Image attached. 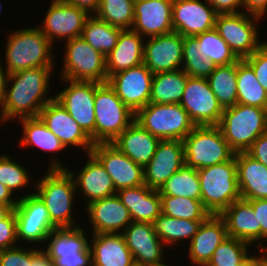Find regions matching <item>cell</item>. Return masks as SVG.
Returning a JSON list of instances; mask_svg holds the SVG:
<instances>
[{"label":"cell","instance_id":"obj_54","mask_svg":"<svg viewBox=\"0 0 267 266\" xmlns=\"http://www.w3.org/2000/svg\"><path fill=\"white\" fill-rule=\"evenodd\" d=\"M30 266H54L53 261L48 255L39 248L31 249V265Z\"/></svg>","mask_w":267,"mask_h":266},{"label":"cell","instance_id":"obj_16","mask_svg":"<svg viewBox=\"0 0 267 266\" xmlns=\"http://www.w3.org/2000/svg\"><path fill=\"white\" fill-rule=\"evenodd\" d=\"M91 153L109 174L116 191L144 185V171L112 143H96Z\"/></svg>","mask_w":267,"mask_h":266},{"label":"cell","instance_id":"obj_11","mask_svg":"<svg viewBox=\"0 0 267 266\" xmlns=\"http://www.w3.org/2000/svg\"><path fill=\"white\" fill-rule=\"evenodd\" d=\"M62 80L68 86L55 94L54 99L67 110L95 144V82Z\"/></svg>","mask_w":267,"mask_h":266},{"label":"cell","instance_id":"obj_12","mask_svg":"<svg viewBox=\"0 0 267 266\" xmlns=\"http://www.w3.org/2000/svg\"><path fill=\"white\" fill-rule=\"evenodd\" d=\"M16 217L17 240L26 243L46 242L49 234L57 228L50 220L45 204L35 193L18 198L14 208Z\"/></svg>","mask_w":267,"mask_h":266},{"label":"cell","instance_id":"obj_19","mask_svg":"<svg viewBox=\"0 0 267 266\" xmlns=\"http://www.w3.org/2000/svg\"><path fill=\"white\" fill-rule=\"evenodd\" d=\"M88 160L85 162V166L81 169L79 174L75 177V173L70 169L63 166L60 161L56 159L51 160L50 167L48 169H67L73 176L76 190L82 192L84 197L87 198V204L108 198L117 193L111 177L105 170L101 162L92 154L88 153ZM89 199V200H88Z\"/></svg>","mask_w":267,"mask_h":266},{"label":"cell","instance_id":"obj_29","mask_svg":"<svg viewBox=\"0 0 267 266\" xmlns=\"http://www.w3.org/2000/svg\"><path fill=\"white\" fill-rule=\"evenodd\" d=\"M241 198L267 199V167L246 152L235 153Z\"/></svg>","mask_w":267,"mask_h":266},{"label":"cell","instance_id":"obj_49","mask_svg":"<svg viewBox=\"0 0 267 266\" xmlns=\"http://www.w3.org/2000/svg\"><path fill=\"white\" fill-rule=\"evenodd\" d=\"M252 204V209L257 218V243L260 248L265 239L267 241V199L248 200Z\"/></svg>","mask_w":267,"mask_h":266},{"label":"cell","instance_id":"obj_24","mask_svg":"<svg viewBox=\"0 0 267 266\" xmlns=\"http://www.w3.org/2000/svg\"><path fill=\"white\" fill-rule=\"evenodd\" d=\"M86 211L93 225V234L121 233L133 222L128 208L117 194L87 204Z\"/></svg>","mask_w":267,"mask_h":266},{"label":"cell","instance_id":"obj_28","mask_svg":"<svg viewBox=\"0 0 267 266\" xmlns=\"http://www.w3.org/2000/svg\"><path fill=\"white\" fill-rule=\"evenodd\" d=\"M159 142V138L134 121L112 144L133 162L145 167L154 156Z\"/></svg>","mask_w":267,"mask_h":266},{"label":"cell","instance_id":"obj_55","mask_svg":"<svg viewBox=\"0 0 267 266\" xmlns=\"http://www.w3.org/2000/svg\"><path fill=\"white\" fill-rule=\"evenodd\" d=\"M65 2L75 5L79 8H83L89 13L93 12L92 14L95 13V11L98 9L100 0H64Z\"/></svg>","mask_w":267,"mask_h":266},{"label":"cell","instance_id":"obj_37","mask_svg":"<svg viewBox=\"0 0 267 266\" xmlns=\"http://www.w3.org/2000/svg\"><path fill=\"white\" fill-rule=\"evenodd\" d=\"M207 80L223 109L237 104V62L216 66Z\"/></svg>","mask_w":267,"mask_h":266},{"label":"cell","instance_id":"obj_6","mask_svg":"<svg viewBox=\"0 0 267 266\" xmlns=\"http://www.w3.org/2000/svg\"><path fill=\"white\" fill-rule=\"evenodd\" d=\"M95 144L112 143L135 121L132 112L106 82H95Z\"/></svg>","mask_w":267,"mask_h":266},{"label":"cell","instance_id":"obj_4","mask_svg":"<svg viewBox=\"0 0 267 266\" xmlns=\"http://www.w3.org/2000/svg\"><path fill=\"white\" fill-rule=\"evenodd\" d=\"M218 126L235 153L246 152L267 132V109L237 103L223 110Z\"/></svg>","mask_w":267,"mask_h":266},{"label":"cell","instance_id":"obj_36","mask_svg":"<svg viewBox=\"0 0 267 266\" xmlns=\"http://www.w3.org/2000/svg\"><path fill=\"white\" fill-rule=\"evenodd\" d=\"M23 124V136L20 139V146L27 148L28 146H36L49 152H58L65 149L60 139L57 138L45 125V123L37 117L22 118L18 122Z\"/></svg>","mask_w":267,"mask_h":266},{"label":"cell","instance_id":"obj_20","mask_svg":"<svg viewBox=\"0 0 267 266\" xmlns=\"http://www.w3.org/2000/svg\"><path fill=\"white\" fill-rule=\"evenodd\" d=\"M185 164L182 140H160L156 152L143 167L144 184L154 190L161 186Z\"/></svg>","mask_w":267,"mask_h":266},{"label":"cell","instance_id":"obj_58","mask_svg":"<svg viewBox=\"0 0 267 266\" xmlns=\"http://www.w3.org/2000/svg\"><path fill=\"white\" fill-rule=\"evenodd\" d=\"M258 252H263V255L257 256V266H267V247L261 246Z\"/></svg>","mask_w":267,"mask_h":266},{"label":"cell","instance_id":"obj_56","mask_svg":"<svg viewBox=\"0 0 267 266\" xmlns=\"http://www.w3.org/2000/svg\"><path fill=\"white\" fill-rule=\"evenodd\" d=\"M12 192L3 184L0 183V204L17 205L18 199L12 198Z\"/></svg>","mask_w":267,"mask_h":266},{"label":"cell","instance_id":"obj_47","mask_svg":"<svg viewBox=\"0 0 267 266\" xmlns=\"http://www.w3.org/2000/svg\"><path fill=\"white\" fill-rule=\"evenodd\" d=\"M31 249L16 246L0 250V266H30Z\"/></svg>","mask_w":267,"mask_h":266},{"label":"cell","instance_id":"obj_40","mask_svg":"<svg viewBox=\"0 0 267 266\" xmlns=\"http://www.w3.org/2000/svg\"><path fill=\"white\" fill-rule=\"evenodd\" d=\"M135 0H100L93 15L111 26L131 29L134 22Z\"/></svg>","mask_w":267,"mask_h":266},{"label":"cell","instance_id":"obj_31","mask_svg":"<svg viewBox=\"0 0 267 266\" xmlns=\"http://www.w3.org/2000/svg\"><path fill=\"white\" fill-rule=\"evenodd\" d=\"M219 216L224 220L228 237L250 245L257 242V218L248 200L240 198L234 201Z\"/></svg>","mask_w":267,"mask_h":266},{"label":"cell","instance_id":"obj_60","mask_svg":"<svg viewBox=\"0 0 267 266\" xmlns=\"http://www.w3.org/2000/svg\"><path fill=\"white\" fill-rule=\"evenodd\" d=\"M238 266H257V256L248 255Z\"/></svg>","mask_w":267,"mask_h":266},{"label":"cell","instance_id":"obj_15","mask_svg":"<svg viewBox=\"0 0 267 266\" xmlns=\"http://www.w3.org/2000/svg\"><path fill=\"white\" fill-rule=\"evenodd\" d=\"M153 73L144 63L112 75L107 83L135 114L150 103Z\"/></svg>","mask_w":267,"mask_h":266},{"label":"cell","instance_id":"obj_44","mask_svg":"<svg viewBox=\"0 0 267 266\" xmlns=\"http://www.w3.org/2000/svg\"><path fill=\"white\" fill-rule=\"evenodd\" d=\"M248 242L228 237L214 251L205 266H238L248 255Z\"/></svg>","mask_w":267,"mask_h":266},{"label":"cell","instance_id":"obj_5","mask_svg":"<svg viewBox=\"0 0 267 266\" xmlns=\"http://www.w3.org/2000/svg\"><path fill=\"white\" fill-rule=\"evenodd\" d=\"M201 184V202L213 215H219L241 198L235 155L221 164L198 169Z\"/></svg>","mask_w":267,"mask_h":266},{"label":"cell","instance_id":"obj_32","mask_svg":"<svg viewBox=\"0 0 267 266\" xmlns=\"http://www.w3.org/2000/svg\"><path fill=\"white\" fill-rule=\"evenodd\" d=\"M46 241L50 243L43 251L53 262L59 257L76 256L78 252H91L88 238L80 226L55 228Z\"/></svg>","mask_w":267,"mask_h":266},{"label":"cell","instance_id":"obj_22","mask_svg":"<svg viewBox=\"0 0 267 266\" xmlns=\"http://www.w3.org/2000/svg\"><path fill=\"white\" fill-rule=\"evenodd\" d=\"M121 233L136 265L154 266L164 261L165 245L158 238L152 223L133 221Z\"/></svg>","mask_w":267,"mask_h":266},{"label":"cell","instance_id":"obj_25","mask_svg":"<svg viewBox=\"0 0 267 266\" xmlns=\"http://www.w3.org/2000/svg\"><path fill=\"white\" fill-rule=\"evenodd\" d=\"M228 238L224 220L219 215L210 214L199 226L189 243L188 256L197 266H205L215 249Z\"/></svg>","mask_w":267,"mask_h":266},{"label":"cell","instance_id":"obj_61","mask_svg":"<svg viewBox=\"0 0 267 266\" xmlns=\"http://www.w3.org/2000/svg\"><path fill=\"white\" fill-rule=\"evenodd\" d=\"M154 266H169V265L166 264V263L163 261V262L158 263V264H156V265H154Z\"/></svg>","mask_w":267,"mask_h":266},{"label":"cell","instance_id":"obj_41","mask_svg":"<svg viewBox=\"0 0 267 266\" xmlns=\"http://www.w3.org/2000/svg\"><path fill=\"white\" fill-rule=\"evenodd\" d=\"M216 64L203 54L195 36L184 37L182 70L190 77L207 78Z\"/></svg>","mask_w":267,"mask_h":266},{"label":"cell","instance_id":"obj_8","mask_svg":"<svg viewBox=\"0 0 267 266\" xmlns=\"http://www.w3.org/2000/svg\"><path fill=\"white\" fill-rule=\"evenodd\" d=\"M135 121L160 140H183L195 127L180 104L149 103L135 114Z\"/></svg>","mask_w":267,"mask_h":266},{"label":"cell","instance_id":"obj_14","mask_svg":"<svg viewBox=\"0 0 267 266\" xmlns=\"http://www.w3.org/2000/svg\"><path fill=\"white\" fill-rule=\"evenodd\" d=\"M51 1L43 24L39 27L42 33L52 44L55 39L68 41L81 37L85 23L91 16L90 13L64 0Z\"/></svg>","mask_w":267,"mask_h":266},{"label":"cell","instance_id":"obj_1","mask_svg":"<svg viewBox=\"0 0 267 266\" xmlns=\"http://www.w3.org/2000/svg\"><path fill=\"white\" fill-rule=\"evenodd\" d=\"M52 68H31L8 75L1 122L39 116L40 110L54 99L47 95ZM9 82L13 84L9 86Z\"/></svg>","mask_w":267,"mask_h":266},{"label":"cell","instance_id":"obj_23","mask_svg":"<svg viewBox=\"0 0 267 266\" xmlns=\"http://www.w3.org/2000/svg\"><path fill=\"white\" fill-rule=\"evenodd\" d=\"M173 0H135L132 28L142 37L173 32Z\"/></svg>","mask_w":267,"mask_h":266},{"label":"cell","instance_id":"obj_9","mask_svg":"<svg viewBox=\"0 0 267 266\" xmlns=\"http://www.w3.org/2000/svg\"><path fill=\"white\" fill-rule=\"evenodd\" d=\"M62 79L107 82L106 57L81 37L65 41Z\"/></svg>","mask_w":267,"mask_h":266},{"label":"cell","instance_id":"obj_17","mask_svg":"<svg viewBox=\"0 0 267 266\" xmlns=\"http://www.w3.org/2000/svg\"><path fill=\"white\" fill-rule=\"evenodd\" d=\"M184 37L173 31L144 42L143 63L153 73L182 68Z\"/></svg>","mask_w":267,"mask_h":266},{"label":"cell","instance_id":"obj_42","mask_svg":"<svg viewBox=\"0 0 267 266\" xmlns=\"http://www.w3.org/2000/svg\"><path fill=\"white\" fill-rule=\"evenodd\" d=\"M160 197L162 213L166 216L192 221H204L210 215L201 200L174 196Z\"/></svg>","mask_w":267,"mask_h":266},{"label":"cell","instance_id":"obj_51","mask_svg":"<svg viewBox=\"0 0 267 266\" xmlns=\"http://www.w3.org/2000/svg\"><path fill=\"white\" fill-rule=\"evenodd\" d=\"M246 153L267 167V132L260 135Z\"/></svg>","mask_w":267,"mask_h":266},{"label":"cell","instance_id":"obj_46","mask_svg":"<svg viewBox=\"0 0 267 266\" xmlns=\"http://www.w3.org/2000/svg\"><path fill=\"white\" fill-rule=\"evenodd\" d=\"M243 60L253 69L256 79L267 92V41Z\"/></svg>","mask_w":267,"mask_h":266},{"label":"cell","instance_id":"obj_34","mask_svg":"<svg viewBox=\"0 0 267 266\" xmlns=\"http://www.w3.org/2000/svg\"><path fill=\"white\" fill-rule=\"evenodd\" d=\"M237 103L267 109V92L242 59L237 61Z\"/></svg>","mask_w":267,"mask_h":266},{"label":"cell","instance_id":"obj_45","mask_svg":"<svg viewBox=\"0 0 267 266\" xmlns=\"http://www.w3.org/2000/svg\"><path fill=\"white\" fill-rule=\"evenodd\" d=\"M13 161L5 154L0 155V183L6 186L13 194L18 189L30 183V174L26 168Z\"/></svg>","mask_w":267,"mask_h":266},{"label":"cell","instance_id":"obj_3","mask_svg":"<svg viewBox=\"0 0 267 266\" xmlns=\"http://www.w3.org/2000/svg\"><path fill=\"white\" fill-rule=\"evenodd\" d=\"M40 179L35 194L45 204L51 222L57 228L79 226L72 215L77 190L71 173L67 169H48Z\"/></svg>","mask_w":267,"mask_h":266},{"label":"cell","instance_id":"obj_30","mask_svg":"<svg viewBox=\"0 0 267 266\" xmlns=\"http://www.w3.org/2000/svg\"><path fill=\"white\" fill-rule=\"evenodd\" d=\"M117 196L128 208L135 222L153 223L162 213L161 197L158 190L141 185L134 188H123L117 191Z\"/></svg>","mask_w":267,"mask_h":266},{"label":"cell","instance_id":"obj_38","mask_svg":"<svg viewBox=\"0 0 267 266\" xmlns=\"http://www.w3.org/2000/svg\"><path fill=\"white\" fill-rule=\"evenodd\" d=\"M160 196L187 197L201 200L198 170L184 164L158 190Z\"/></svg>","mask_w":267,"mask_h":266},{"label":"cell","instance_id":"obj_43","mask_svg":"<svg viewBox=\"0 0 267 266\" xmlns=\"http://www.w3.org/2000/svg\"><path fill=\"white\" fill-rule=\"evenodd\" d=\"M195 37L203 54L217 66L230 65L239 60L215 28L198 34Z\"/></svg>","mask_w":267,"mask_h":266},{"label":"cell","instance_id":"obj_18","mask_svg":"<svg viewBox=\"0 0 267 266\" xmlns=\"http://www.w3.org/2000/svg\"><path fill=\"white\" fill-rule=\"evenodd\" d=\"M173 30L183 37L196 36L215 28L218 13L200 0H173Z\"/></svg>","mask_w":267,"mask_h":266},{"label":"cell","instance_id":"obj_48","mask_svg":"<svg viewBox=\"0 0 267 266\" xmlns=\"http://www.w3.org/2000/svg\"><path fill=\"white\" fill-rule=\"evenodd\" d=\"M17 241L16 217L12 210L0 221V250L18 246Z\"/></svg>","mask_w":267,"mask_h":266},{"label":"cell","instance_id":"obj_53","mask_svg":"<svg viewBox=\"0 0 267 266\" xmlns=\"http://www.w3.org/2000/svg\"><path fill=\"white\" fill-rule=\"evenodd\" d=\"M246 13L262 18L267 13V0H244Z\"/></svg>","mask_w":267,"mask_h":266},{"label":"cell","instance_id":"obj_13","mask_svg":"<svg viewBox=\"0 0 267 266\" xmlns=\"http://www.w3.org/2000/svg\"><path fill=\"white\" fill-rule=\"evenodd\" d=\"M180 105L195 126L219 125L224 110L207 78L199 77H188Z\"/></svg>","mask_w":267,"mask_h":266},{"label":"cell","instance_id":"obj_52","mask_svg":"<svg viewBox=\"0 0 267 266\" xmlns=\"http://www.w3.org/2000/svg\"><path fill=\"white\" fill-rule=\"evenodd\" d=\"M53 263L54 266H92V253L78 252L76 256L59 257Z\"/></svg>","mask_w":267,"mask_h":266},{"label":"cell","instance_id":"obj_27","mask_svg":"<svg viewBox=\"0 0 267 266\" xmlns=\"http://www.w3.org/2000/svg\"><path fill=\"white\" fill-rule=\"evenodd\" d=\"M92 266H133L134 259L122 233L92 234Z\"/></svg>","mask_w":267,"mask_h":266},{"label":"cell","instance_id":"obj_33","mask_svg":"<svg viewBox=\"0 0 267 266\" xmlns=\"http://www.w3.org/2000/svg\"><path fill=\"white\" fill-rule=\"evenodd\" d=\"M188 77L182 69L155 73L151 84L150 103L180 104Z\"/></svg>","mask_w":267,"mask_h":266},{"label":"cell","instance_id":"obj_50","mask_svg":"<svg viewBox=\"0 0 267 266\" xmlns=\"http://www.w3.org/2000/svg\"><path fill=\"white\" fill-rule=\"evenodd\" d=\"M218 14H237L244 12L239 8L244 7V0H206Z\"/></svg>","mask_w":267,"mask_h":266},{"label":"cell","instance_id":"obj_35","mask_svg":"<svg viewBox=\"0 0 267 266\" xmlns=\"http://www.w3.org/2000/svg\"><path fill=\"white\" fill-rule=\"evenodd\" d=\"M202 222L173 218L161 213L152 224L158 238L170 247L185 239H190V242Z\"/></svg>","mask_w":267,"mask_h":266},{"label":"cell","instance_id":"obj_39","mask_svg":"<svg viewBox=\"0 0 267 266\" xmlns=\"http://www.w3.org/2000/svg\"><path fill=\"white\" fill-rule=\"evenodd\" d=\"M121 30L91 15L85 23L81 38L107 57L116 46Z\"/></svg>","mask_w":267,"mask_h":266},{"label":"cell","instance_id":"obj_7","mask_svg":"<svg viewBox=\"0 0 267 266\" xmlns=\"http://www.w3.org/2000/svg\"><path fill=\"white\" fill-rule=\"evenodd\" d=\"M182 141L185 164L197 170L224 163L235 155L218 125L195 126Z\"/></svg>","mask_w":267,"mask_h":266},{"label":"cell","instance_id":"obj_10","mask_svg":"<svg viewBox=\"0 0 267 266\" xmlns=\"http://www.w3.org/2000/svg\"><path fill=\"white\" fill-rule=\"evenodd\" d=\"M258 16L245 11L237 14H218L215 29L239 59L251 56L263 43L258 38Z\"/></svg>","mask_w":267,"mask_h":266},{"label":"cell","instance_id":"obj_2","mask_svg":"<svg viewBox=\"0 0 267 266\" xmlns=\"http://www.w3.org/2000/svg\"><path fill=\"white\" fill-rule=\"evenodd\" d=\"M7 39L5 69L8 75L31 68L54 67L53 44L39 27L15 30Z\"/></svg>","mask_w":267,"mask_h":266},{"label":"cell","instance_id":"obj_21","mask_svg":"<svg viewBox=\"0 0 267 266\" xmlns=\"http://www.w3.org/2000/svg\"><path fill=\"white\" fill-rule=\"evenodd\" d=\"M39 117L65 148L81 147L91 153L94 146L91 138L55 99L40 110Z\"/></svg>","mask_w":267,"mask_h":266},{"label":"cell","instance_id":"obj_57","mask_svg":"<svg viewBox=\"0 0 267 266\" xmlns=\"http://www.w3.org/2000/svg\"><path fill=\"white\" fill-rule=\"evenodd\" d=\"M2 68L3 66L0 62V111H1L4 99H5L6 82H7V77H8L6 69H2Z\"/></svg>","mask_w":267,"mask_h":266},{"label":"cell","instance_id":"obj_26","mask_svg":"<svg viewBox=\"0 0 267 266\" xmlns=\"http://www.w3.org/2000/svg\"><path fill=\"white\" fill-rule=\"evenodd\" d=\"M144 37L133 29L121 30L116 46L106 57L108 79L121 71L143 63Z\"/></svg>","mask_w":267,"mask_h":266},{"label":"cell","instance_id":"obj_59","mask_svg":"<svg viewBox=\"0 0 267 266\" xmlns=\"http://www.w3.org/2000/svg\"><path fill=\"white\" fill-rule=\"evenodd\" d=\"M16 205H5L0 204V221H2L14 208Z\"/></svg>","mask_w":267,"mask_h":266}]
</instances>
